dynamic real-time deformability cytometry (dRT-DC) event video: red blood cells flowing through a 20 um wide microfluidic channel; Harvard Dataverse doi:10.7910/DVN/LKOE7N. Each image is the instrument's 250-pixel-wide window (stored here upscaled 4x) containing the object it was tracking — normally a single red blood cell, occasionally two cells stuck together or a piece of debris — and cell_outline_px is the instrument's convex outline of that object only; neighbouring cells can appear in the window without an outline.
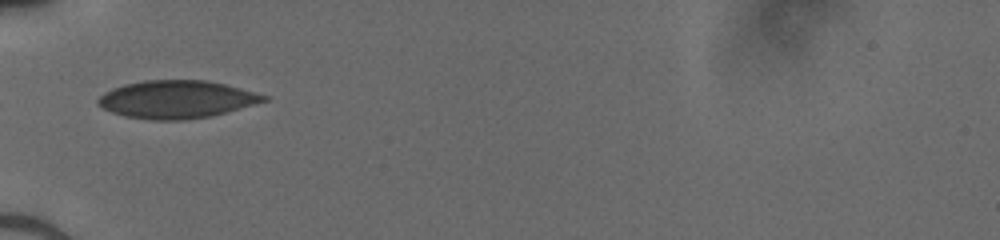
{"species": "human", "species_latin": "Homo sapiens", "temperature_condition": "cold", "stored_images_in_passage": 21, "camera_frame_rate_fps": 3000, "um_per_image_px": 0.085, "donor": {"sex": "male"}, "frame": {"image": 1, "passage_image": 1, "time_ms": 0.0, "image_size_px": [1000, 240], "cell_outline_px": [[268, 100], [212, 116], [180, 120], [152, 120], [124, 116], [112, 112], [96, 104], [96, 100], [104, 92], [112, 88], [124, 84], [144, 80], [208, 80], [240, 88], [268, 96]], "centroid_in_image_um": [14.97, 8.44], "position_along_channel_um": 70.0, "area_um2": 36.41}}
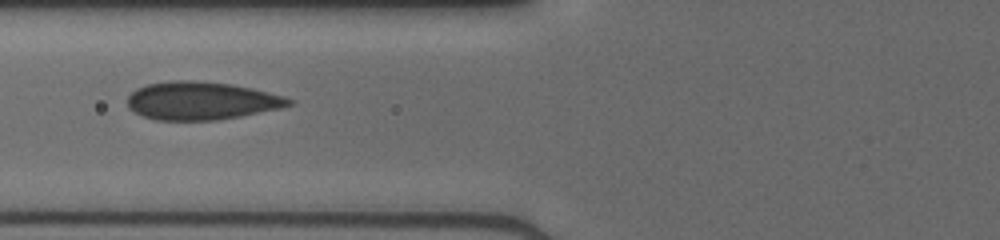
{"frame": {"image": 2, "passage_image": 4, "time_ms": 1.0, "image_size_px": [1000, 240], "cell_outline_px": [[292, 104], [280, 108], [240, 116], [216, 120], [156, 120], [144, 116], [128, 108], [128, 96], [136, 88], [148, 84], [172, 80], [192, 80], [232, 84], [252, 88], [284, 96], [292, 100]], "centroid_in_image_um": [17.1, 8.56], "position_along_channel_um": 108.7, "area_um2": 35.6}}